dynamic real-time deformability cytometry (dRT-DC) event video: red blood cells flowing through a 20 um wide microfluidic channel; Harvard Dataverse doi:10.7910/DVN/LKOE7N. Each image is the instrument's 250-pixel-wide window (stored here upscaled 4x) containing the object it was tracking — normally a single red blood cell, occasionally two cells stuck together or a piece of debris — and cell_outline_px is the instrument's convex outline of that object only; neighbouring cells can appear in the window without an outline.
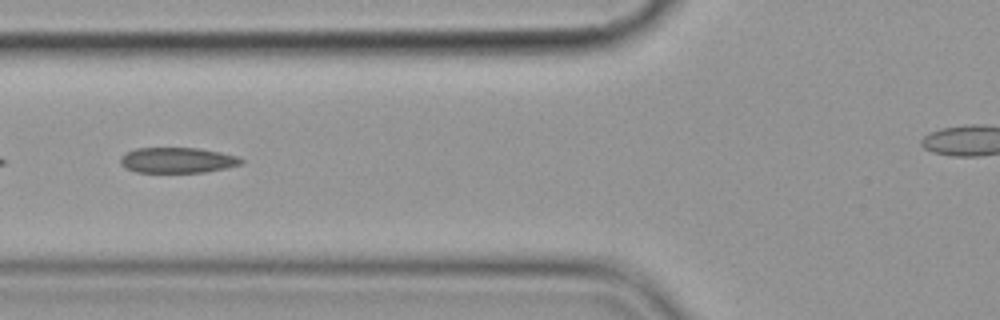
{"species": "common noctule bat (a hibernating species)", "species_latin": "Nyctalus noctula", "temperature_condition": "cold", "stored_images_in_passage": 4, "camera_frame_rate_fps": 3000, "um_per_image_px": 0.085, "animal": {"sex": "female", "body_mass_g": 19.9}, "frame": {"image": 1, "passage_image": 3, "time_ms": 2.0, "image_size_px": [1000, 320], "cell_outline_px": [[244, 160], [240, 164], [224, 168], [204, 172], [136, 172], [120, 164], [120, 156], [124, 152], [136, 148], [200, 148], [220, 152], [236, 156]], "centroid_in_image_um": [15.03, 13.61], "position_along_channel_um": 110.8, "area_um2": 17.86}}
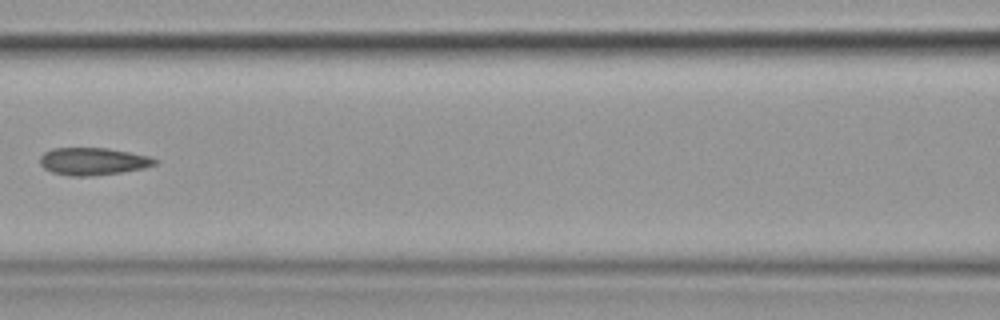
{"frame": {"image": 2, "passage_image": 4, "time_ms": 3.333, "image_size_px": [1000, 320], "cell_outline_px": [[160, 160], [156, 164], [144, 168], [120, 172], [88, 176], [72, 176], [52, 172], [44, 168], [40, 164], [40, 156], [44, 152], [52, 148], [108, 148], [148, 156]], "centroid_in_image_um": [7.89, 13.71], "position_along_channel_um": 158.7, "area_um2": 18.26}}